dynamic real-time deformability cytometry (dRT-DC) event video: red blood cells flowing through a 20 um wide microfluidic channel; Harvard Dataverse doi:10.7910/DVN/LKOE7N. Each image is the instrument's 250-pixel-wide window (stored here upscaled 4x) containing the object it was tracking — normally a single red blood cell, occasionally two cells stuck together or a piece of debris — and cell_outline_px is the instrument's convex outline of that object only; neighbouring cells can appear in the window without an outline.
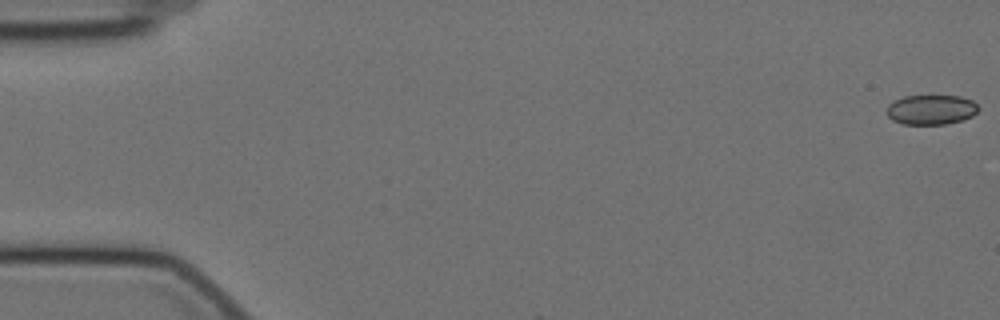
{"species": "Egyptian fruit bat (a non-hibernating species)", "species_latin": "Rousettus aegyptiacus", "temperature_condition": "cold", "stored_images_in_passage": 58, "camera_frame_rate_fps": 3000, "um_per_image_px": 0.085, "animal": {"sex": "female"}, "frame": {"image": 1, "passage_image": 1, "time_ms": 0.0, "image_size_px": [1000, 320], "cell_outline_px": [[980, 108], [972, 116], [964, 120], [944, 124], [904, 124], [892, 120], [888, 116], [888, 104], [892, 100], [904, 96], [960, 96], [972, 100]], "centroid_in_image_um": [79.15, 9.32], "position_along_channel_um": 5.9, "area_um2": 15.95}}
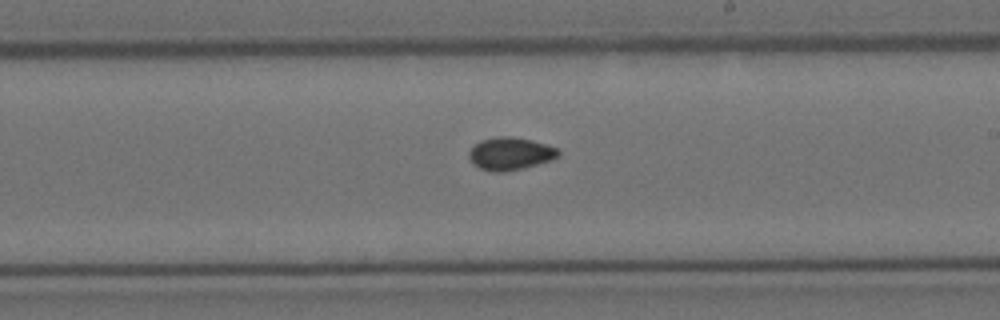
{"frame": {"image": 2, "passage_image": 34, "time_ms": 11.0, "image_size_px": [1000, 320], "cell_outline_px": [[560, 156], [552, 160], [524, 168], [504, 172], [492, 172], [480, 168], [472, 164], [468, 156], [468, 152], [480, 140], [496, 136], [512, 136], [532, 140], [560, 148]], "centroid_in_image_um": [43.39, 13.06], "position_along_channel_um": 245.6, "area_um2": 17.34}}
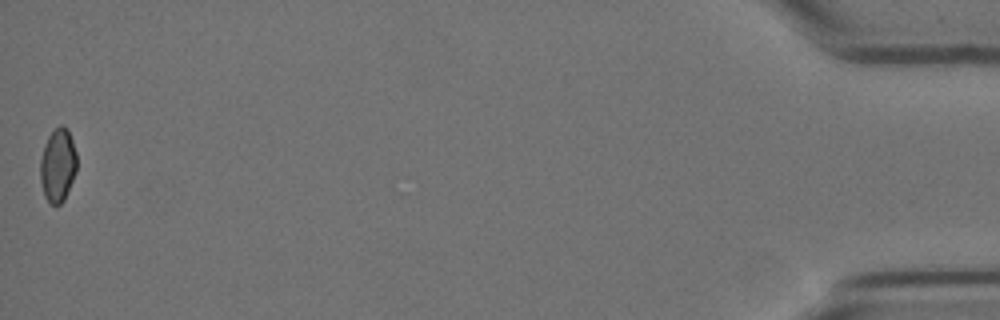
{"frame": {"image": 3, "passage_image": 58, "time_ms": 19.0, "image_size_px": [1000, 320], "cell_outline_px": [[76, 172], [64, 200], [60, 204], [52, 204], [44, 196], [40, 180], [40, 160], [44, 144], [48, 136], [60, 124], [64, 124], [68, 128], [76, 152]], "centroid_in_image_um": [4.91, 14.01], "position_along_channel_um": 430.3, "area_um2": 15.72}, "authors_computed_cell_mechanics": {"area_um2": 16.3863, "velocity_mm_per_s": 3.5153, "shape_relaxation_time_tau1_ms": null, "shape_relaxation_time_tau2_ms": 4.7093, "deformation_change_tau1": null, "deformation_change_tau2": 0.056}}